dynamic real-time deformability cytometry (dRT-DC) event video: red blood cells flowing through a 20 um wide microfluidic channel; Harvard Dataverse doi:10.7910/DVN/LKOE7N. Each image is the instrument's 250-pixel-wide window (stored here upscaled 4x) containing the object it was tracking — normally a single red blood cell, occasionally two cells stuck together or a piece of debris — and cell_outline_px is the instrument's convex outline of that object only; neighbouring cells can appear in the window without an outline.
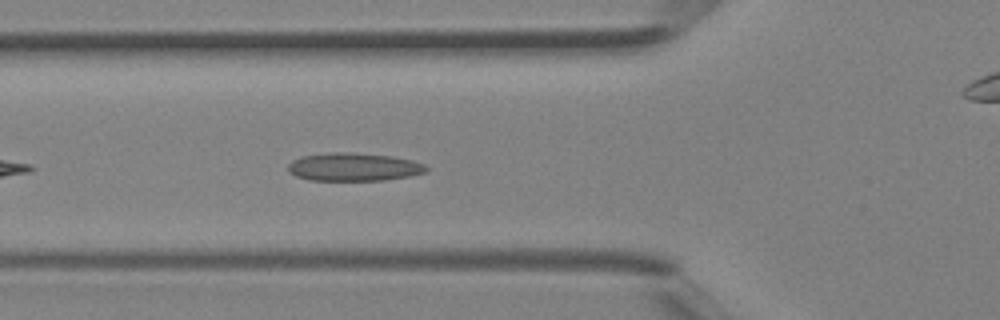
{"species": "Egyptian fruit bat (a non-hibernating species)", "species_latin": "Rousettus aegyptiacus", "temperature_condition": "room temperature", "stored_images_in_passage": 19, "camera_frame_rate_fps": 3000, "um_per_image_px": 0.085, "animal": {"sex": "female"}, "frame": {"image": 1, "passage_image": 4, "time_ms": 1.0, "image_size_px": [1000, 320], "cell_outline_px": [[428, 172], [408, 176], [384, 180], [308, 180], [296, 176], [288, 172], [288, 164], [292, 160], [300, 156], [332, 152], [340, 152], [392, 156], [412, 160], [424, 164], [428, 168]], "centroid_in_image_um": [30.04, 14.19], "position_along_channel_um": 95.8, "area_um2": 22.6}}
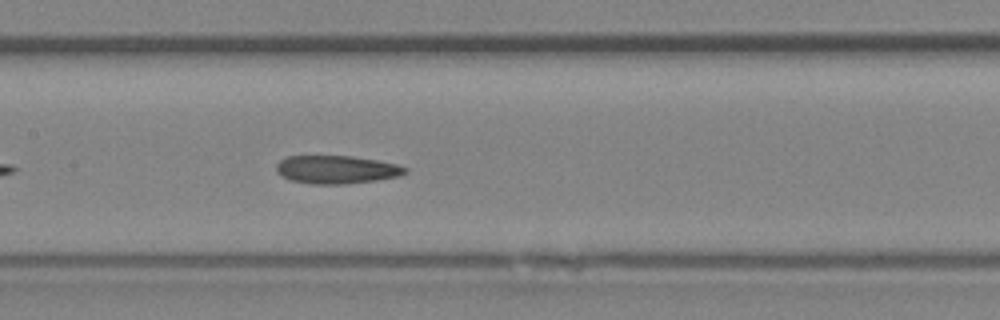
{"frame": {"image": 2, "passage_image": 9, "time_ms": 2.667, "image_size_px": [1000, 320], "cell_outline_px": [[408, 172], [400, 176], [376, 180], [344, 184], [312, 184], [292, 180], [276, 172], [276, 164], [280, 160], [288, 156], [352, 156], [376, 160], [396, 164], [408, 168]], "centroid_in_image_um": [28.62, 14.41], "position_along_channel_um": 178.8, "area_um2": 21.04}}
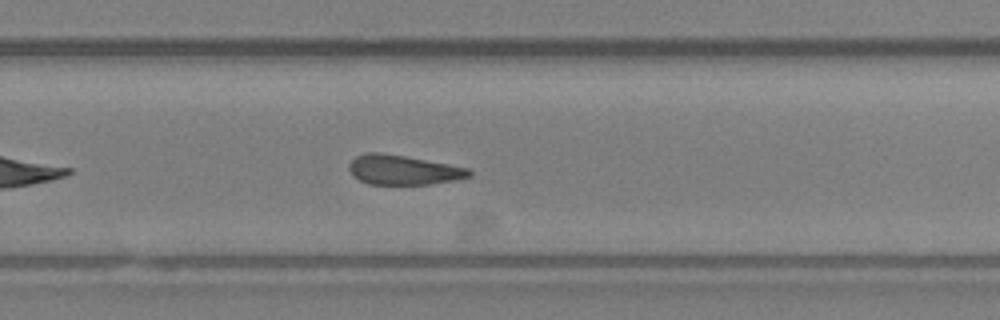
{"frame": {"image": 3, "passage_image": 16, "time_ms": 5.0, "image_size_px": [1000, 320], "cell_outline_px": [[472, 176], [452, 180], [428, 184], [368, 184], [352, 176], [348, 168], [348, 164], [356, 156], [368, 152], [380, 152], [404, 156], [448, 164], [468, 168], [472, 172]], "centroid_in_image_um": [34.23, 14.44], "position_along_channel_um": 295.6, "area_um2": 20.58}}